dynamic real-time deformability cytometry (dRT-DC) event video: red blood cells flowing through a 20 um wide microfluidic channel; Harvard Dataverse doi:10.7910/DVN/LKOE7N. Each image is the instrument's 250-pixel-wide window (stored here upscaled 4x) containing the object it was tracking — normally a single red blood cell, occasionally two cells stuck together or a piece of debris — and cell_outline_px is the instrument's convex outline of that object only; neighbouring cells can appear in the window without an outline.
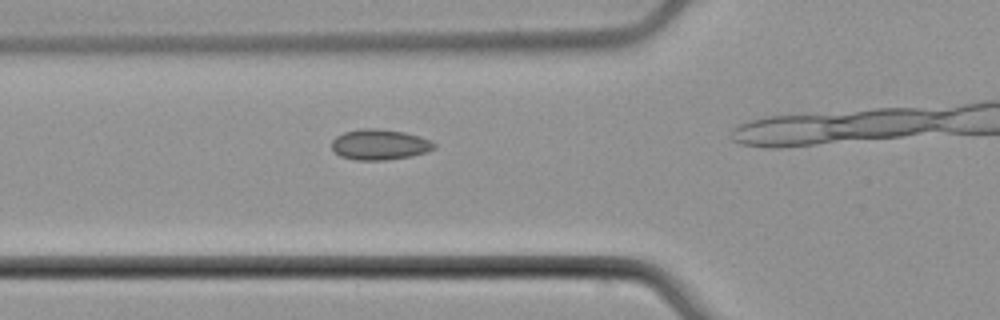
{"species": "common noctule bat (a hibernating species)", "species_latin": "Nyctalus noctula", "temperature_condition": "cold", "stored_images_in_passage": 14, "camera_frame_rate_fps": 3000, "um_per_image_px": 0.085, "animal": {"sex": "male", "body_mass_g": 21.5, "forearm_length_mm": 52.0}, "frame": {"image": 1, "passage_image": 10, "time_ms": 3.0, "image_size_px": [1000, 320], "cell_outline_px": [[436, 148], [428, 152], [412, 156], [384, 160], [356, 160], [340, 156], [332, 148], [332, 140], [336, 136], [344, 132], [360, 128], [376, 128], [404, 132], [420, 136], [432, 140], [436, 144]], "centroid_in_image_um": [32.3, 12.28], "position_along_channel_um": 93.5, "area_um2": 18.44}}